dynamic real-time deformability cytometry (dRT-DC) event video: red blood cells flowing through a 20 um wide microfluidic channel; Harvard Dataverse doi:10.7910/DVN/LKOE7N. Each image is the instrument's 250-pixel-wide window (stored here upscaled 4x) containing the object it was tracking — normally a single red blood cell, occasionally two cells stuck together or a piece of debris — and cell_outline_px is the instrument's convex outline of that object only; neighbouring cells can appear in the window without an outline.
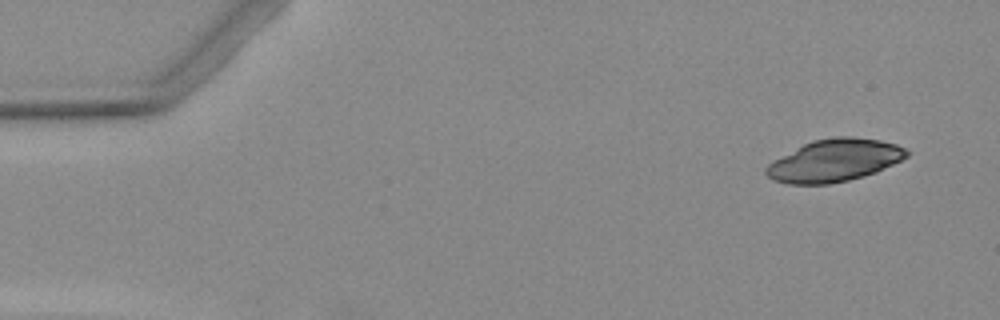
{"species": "Egyptian fruit bat (a non-hibernating species)", "species_latin": "Rousettus aegyptiacus", "temperature_condition": "warm", "stored_images_in_passage": 5, "segment_of_instrument_passage": [1, 2], "camera_frame_rate_fps": 3000, "um_per_image_px": 0.085, "animal": {"sex": "female"}, "frame": {"image": 1, "passage_image": 1, "time_ms": 0.0, "image_size_px": [1000, 320], "cell_outline_px": [[908, 156], [876, 172], [864, 176], [848, 180], [828, 184], [788, 184], [772, 180], [764, 172], [764, 168], [768, 164], [804, 144], [812, 140], [832, 136], [852, 136], [880, 140], [896, 144], [904, 148], [908, 152]], "centroid_in_image_um": [70.91, 13.64], "position_along_channel_um": 14.1, "area_um2": 34.51}}